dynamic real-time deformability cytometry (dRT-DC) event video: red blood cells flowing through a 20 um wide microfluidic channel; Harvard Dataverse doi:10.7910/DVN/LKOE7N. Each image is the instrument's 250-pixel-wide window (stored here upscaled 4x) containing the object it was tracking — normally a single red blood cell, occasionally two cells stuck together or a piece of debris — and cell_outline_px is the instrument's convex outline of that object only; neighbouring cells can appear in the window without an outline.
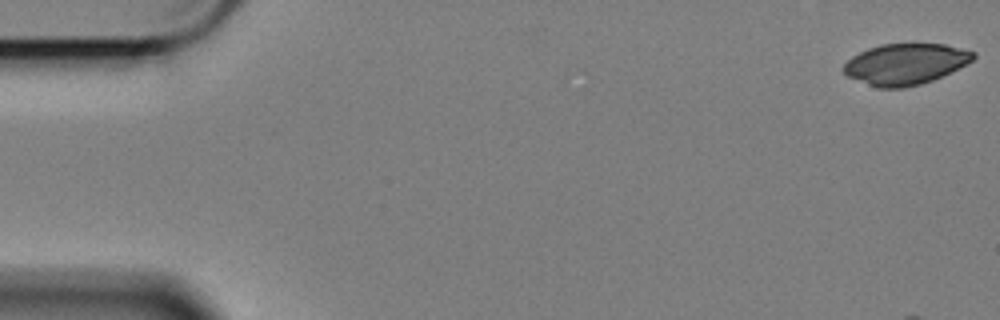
{"species": "Egyptian fruit bat (a non-hibernating species)", "species_latin": "Rousettus aegyptiacus", "temperature_condition": "cold", "stored_images_in_passage": 21, "camera_frame_rate_fps": 3000, "um_per_image_px": 0.085, "animal": {"sex": "female"}, "frame": {"image": 1, "passage_image": 1, "time_ms": 0.0, "image_size_px": [1000, 320], "cell_outline_px": [[976, 56], [972, 60], [932, 80], [920, 84], [904, 88], [880, 88], [848, 76], [840, 68], [852, 56], [868, 48], [880, 44], [912, 40], [944, 44], [976, 52]], "centroid_in_image_um": [76.94, 5.38], "position_along_channel_um": 8.1, "area_um2": 31.44}}